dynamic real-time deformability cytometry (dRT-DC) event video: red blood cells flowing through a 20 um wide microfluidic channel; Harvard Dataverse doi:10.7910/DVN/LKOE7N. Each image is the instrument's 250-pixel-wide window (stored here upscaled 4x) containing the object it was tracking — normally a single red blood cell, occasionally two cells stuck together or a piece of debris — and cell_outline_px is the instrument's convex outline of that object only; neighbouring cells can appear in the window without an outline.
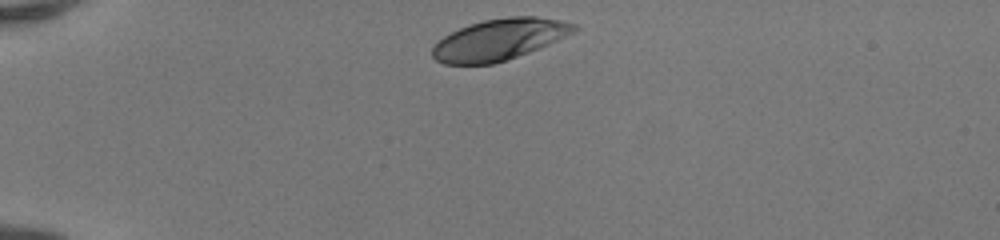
{"species": "human", "species_latin": "Homo sapiens", "temperature_condition": "room temperature", "stored_images_in_passage": 33, "camera_frame_rate_fps": 3000, "um_per_image_px": 0.085, "donor": {"sex": "female"}, "frame": {"image": 1, "passage_image": 1, "time_ms": 0.0, "image_size_px": [1000, 240], "cell_outline_px": [[580, 28], [548, 44], [528, 52], [492, 64], [444, 64], [436, 60], [432, 56], [432, 48], [444, 36], [460, 28], [484, 20], [508, 16], [536, 16], [560, 20], [576, 24]], "centroid_in_image_um": [42.44, 3.35], "position_along_channel_um": 42.6, "area_um2": 33.52}}
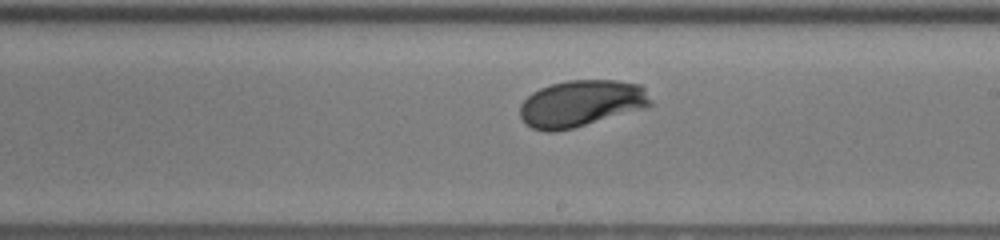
{"frame": {"image": 2, "passage_image": 19, "time_ms": 6.0, "image_size_px": [1000, 240], "cell_outline_px": [[652, 104], [640, 108], [572, 128], [552, 132], [544, 132], [532, 128], [524, 124], [520, 116], [520, 104], [532, 92], [540, 88], [552, 84], [568, 80], [616, 80], [640, 84], [644, 88], [652, 100]], "centroid_in_image_um": [49.33, 8.78], "position_along_channel_um": 239.7, "area_um2": 35.08}}
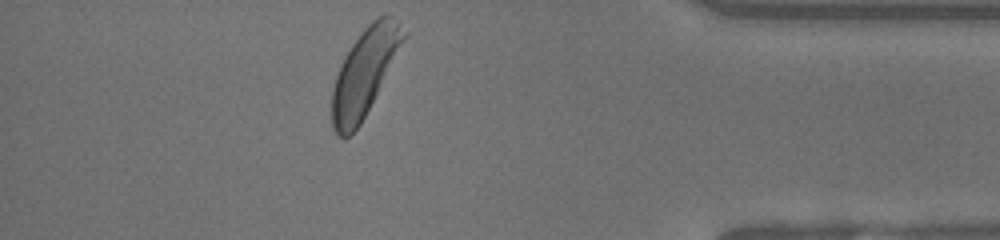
{"frame": {"image": 3, "passage_image": 33, "time_ms": 10.667, "image_size_px": [1000, 240], "cell_outline_px": [[408, 36], [360, 124], [348, 136], [336, 136], [332, 128], [332, 88], [340, 64], [344, 56], [352, 44], [364, 28], [372, 20], [380, 16], [392, 16], [400, 20], [408, 32]], "centroid_in_image_um": [31.02, 6.1], "position_along_channel_um": 404.2, "area_um2": 36.13}, "authors_computed_cell_mechanics": {"area_um2": 35.2002, "velocity_mm_per_s": 4.1085, "shape_relaxation_time_tau1_ms": 2.0853, "shape_relaxation_time_tau2_ms": null, "deformation_change_tau1": 0.1415, "deformation_change_tau2": null}}